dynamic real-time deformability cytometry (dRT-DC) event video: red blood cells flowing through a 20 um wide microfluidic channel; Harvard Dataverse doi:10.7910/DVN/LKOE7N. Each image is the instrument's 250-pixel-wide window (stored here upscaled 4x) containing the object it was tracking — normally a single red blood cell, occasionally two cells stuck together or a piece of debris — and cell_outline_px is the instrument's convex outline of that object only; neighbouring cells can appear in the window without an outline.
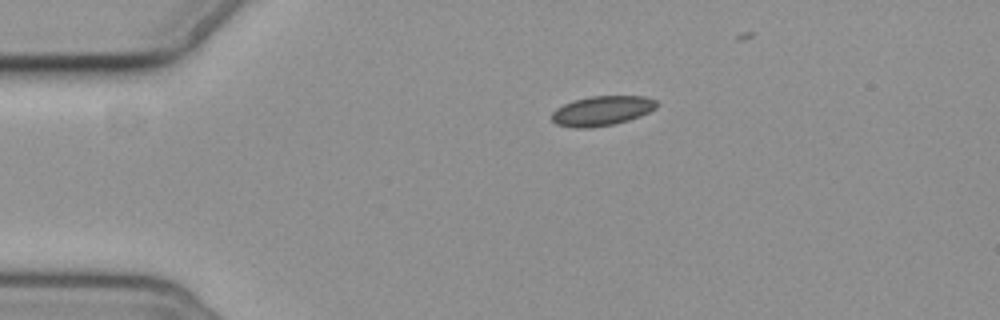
{"species": "common noctule bat (a hibernating species)", "species_latin": "Nyctalus noctula", "temperature_condition": "cold", "stored_images_in_passage": 2, "camera_frame_rate_fps": 3000, "um_per_image_px": 0.085, "animal": {"sex": "female", "body_mass_g": 19.3, "forearm_length_mm": 54.1}, "frame": {"image": 1, "passage_image": 1, "time_ms": 0.0, "image_size_px": [1000, 320], "cell_outline_px": [[656, 108], [640, 116], [628, 120], [612, 124], [588, 128], [572, 128], [556, 124], [552, 120], [552, 112], [556, 108], [564, 104], [576, 100], [592, 96], [644, 96], [656, 100]], "centroid_in_image_um": [51.14, 9.42], "position_along_channel_um": 33.9, "area_um2": 17.98}}